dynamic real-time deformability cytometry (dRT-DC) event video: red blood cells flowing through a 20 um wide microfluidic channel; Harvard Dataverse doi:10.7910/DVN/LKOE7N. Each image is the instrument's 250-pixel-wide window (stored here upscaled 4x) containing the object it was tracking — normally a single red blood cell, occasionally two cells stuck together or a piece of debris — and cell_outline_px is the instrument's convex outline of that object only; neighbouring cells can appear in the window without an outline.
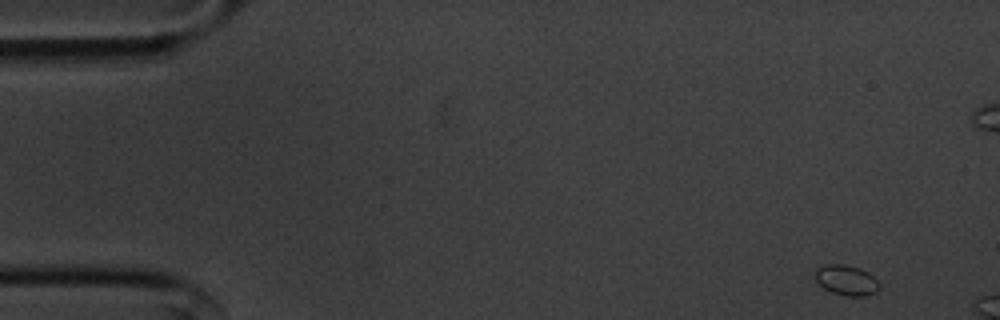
{"species": "common noctule bat (a hibernating species)", "species_latin": "Nyctalus noctula", "temperature_condition": "cold", "stored_images_in_passage": 8, "camera_frame_rate_fps": 3000, "um_per_image_px": 0.085, "animal": {"sex": "male", "body_mass_g": 20.1, "forearm_length_mm": 53.5}, "frame": {"image": 1, "passage_image": 1, "time_ms": 0.0, "image_size_px": [1000, 320], "cell_outline_px": [[880, 288], [876, 292], [864, 296], [844, 296], [832, 292], [824, 288], [816, 280], [816, 268], [828, 264], [844, 264], [860, 268], [868, 272], [880, 284]], "centroid_in_image_um": [71.96, 23.82], "position_along_channel_um": 13.0, "area_um2": 11.27}}